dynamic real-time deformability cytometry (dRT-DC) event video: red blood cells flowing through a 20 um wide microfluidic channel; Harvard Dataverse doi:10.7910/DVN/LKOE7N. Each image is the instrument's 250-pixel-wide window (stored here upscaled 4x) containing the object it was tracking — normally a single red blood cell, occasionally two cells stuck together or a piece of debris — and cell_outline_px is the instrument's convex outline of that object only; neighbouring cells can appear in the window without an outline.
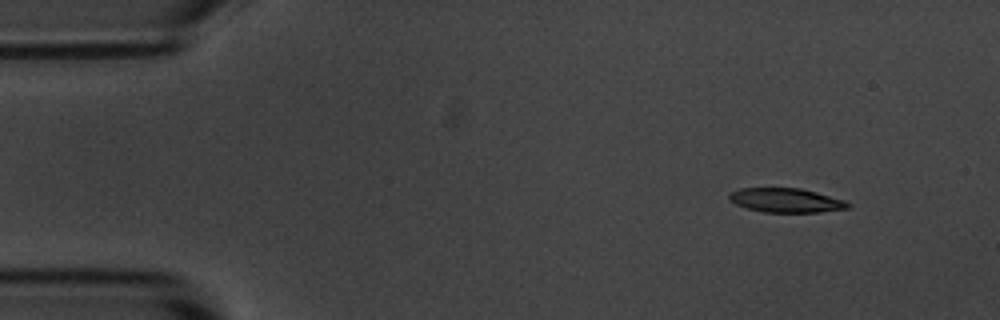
{"species": "common noctule bat (a hibernating species)", "species_latin": "Nyctalus noctula", "temperature_condition": "room temperature", "stored_images_in_passage": 4, "camera_frame_rate_fps": 3000, "um_per_image_px": 0.085, "animal": {"sex": "male", "body_mass_g": 20.1, "forearm_length_mm": 53.5}, "frame": {"image": 1, "passage_image": 1, "time_ms": 0.0, "image_size_px": [1000, 320], "cell_outline_px": [[852, 204], [848, 208], [820, 212], [764, 212], [748, 208], [736, 204], [728, 200], [728, 196], [732, 192], [740, 188], [800, 188], [816, 192], [844, 200]], "centroid_in_image_um": [66.81, 17.02], "position_along_channel_um": 18.2, "area_um2": 16.65}}